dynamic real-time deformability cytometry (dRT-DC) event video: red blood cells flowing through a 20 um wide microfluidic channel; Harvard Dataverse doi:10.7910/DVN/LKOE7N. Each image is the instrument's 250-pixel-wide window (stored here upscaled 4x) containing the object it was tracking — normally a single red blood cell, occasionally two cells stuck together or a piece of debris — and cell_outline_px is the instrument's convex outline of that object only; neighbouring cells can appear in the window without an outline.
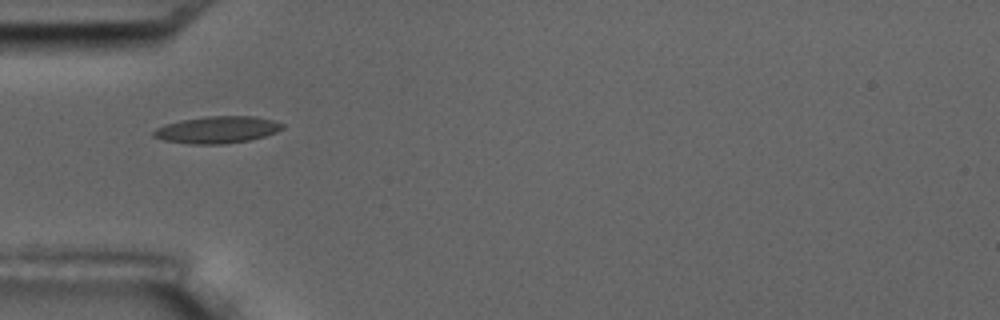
{"species": "common noctule bat (a hibernating species)", "species_latin": "Nyctalus noctula", "temperature_condition": "room temperature", "stored_images_in_passage": 3, "camera_frame_rate_fps": 3000, "um_per_image_px": 0.085, "animal": {"sex": "male", "body_mass_g": 17.5, "forearm_length_mm": 52.3}, "frame": {"image": 1, "passage_image": 1, "time_ms": 0.0, "image_size_px": [1000, 320], "cell_outline_px": [[284, 128], [276, 132], [264, 136], [248, 140], [224, 144], [192, 144], [164, 140], [152, 136], [152, 132], [156, 128], [164, 124], [180, 120], [204, 116], [252, 116], [272, 120], [284, 124]], "centroid_in_image_um": [18.43, 11.02], "position_along_channel_um": 66.6, "area_um2": 20.23}}